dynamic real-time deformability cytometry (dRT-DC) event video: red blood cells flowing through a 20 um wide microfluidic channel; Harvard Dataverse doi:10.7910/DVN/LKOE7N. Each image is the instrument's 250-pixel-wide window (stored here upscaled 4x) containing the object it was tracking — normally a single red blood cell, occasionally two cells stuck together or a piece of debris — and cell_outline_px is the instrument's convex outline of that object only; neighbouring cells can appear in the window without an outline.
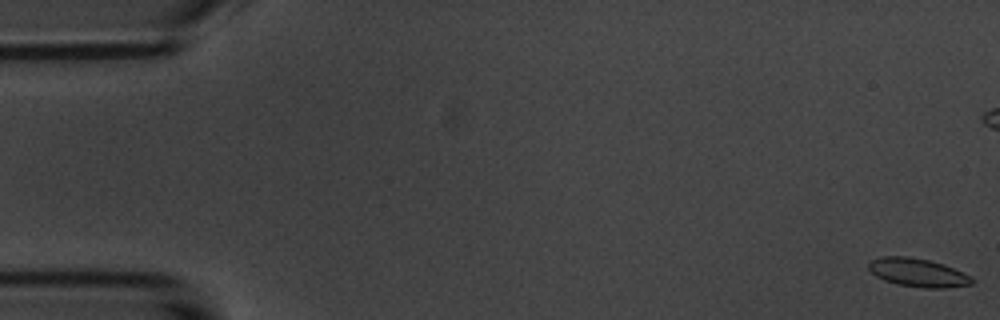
{"species": "common noctule bat (a hibernating species)", "species_latin": "Nyctalus noctula", "temperature_condition": "room temperature", "stored_images_in_passage": 15, "camera_frame_rate_fps": 3000, "um_per_image_px": 0.085, "animal": {"sex": "male", "body_mass_g": 20.1, "forearm_length_mm": 53.5}, "frame": {"image": 1, "passage_image": 1, "time_ms": 0.0, "image_size_px": [1000, 320], "cell_outline_px": [[972, 284], [944, 288], [924, 288], [900, 284], [884, 280], [876, 276], [868, 268], [868, 264], [872, 260], [880, 256], [908, 256], [928, 260], [944, 264], [972, 276]], "centroid_in_image_um": [78.02, 23.16], "position_along_channel_um": 7.0, "area_um2": 16.99}}